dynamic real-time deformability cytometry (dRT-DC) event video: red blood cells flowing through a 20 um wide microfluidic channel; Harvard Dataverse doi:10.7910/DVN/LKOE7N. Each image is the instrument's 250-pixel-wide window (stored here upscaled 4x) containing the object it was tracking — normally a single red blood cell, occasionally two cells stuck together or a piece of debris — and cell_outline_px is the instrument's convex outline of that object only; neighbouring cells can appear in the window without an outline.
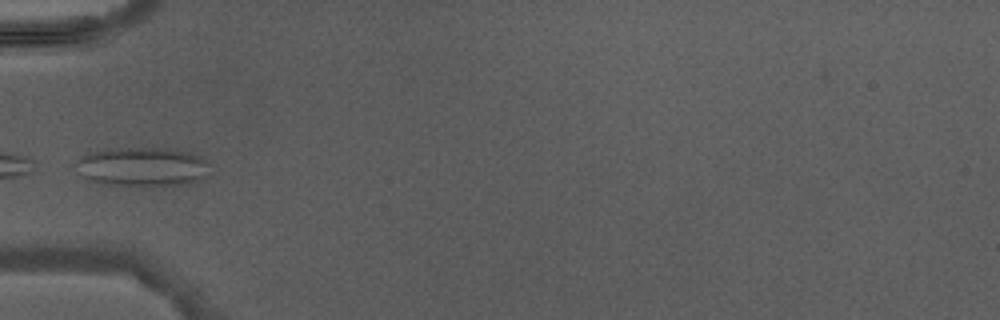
{"species": "Egyptian fruit bat (a non-hibernating species)", "species_latin": "Rousettus aegyptiacus", "temperature_condition": "warm", "stored_images_in_passage": 3, "camera_frame_rate_fps": 3000, "um_per_image_px": 0.085, "animal": {"sex": "male"}, "frame": {"image": 1, "passage_image": 3, "time_ms": 2.667, "image_size_px": [1000, 320], "cell_outline_px": [[212, 164], [208, 176], [192, 184], [152, 188], [104, 184], [88, 180], [72, 164], [80, 156], [88, 152], [128, 148], [168, 148], [192, 152], [204, 156]], "centroid_in_image_um": [12.21, 14.21], "position_along_channel_um": 72.8, "area_um2": 32.02}}